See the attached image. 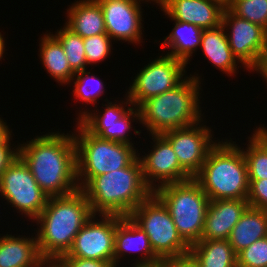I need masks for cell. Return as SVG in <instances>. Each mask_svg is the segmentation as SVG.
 I'll list each match as a JSON object with an SVG mask.
<instances>
[{
  "mask_svg": "<svg viewBox=\"0 0 267 267\" xmlns=\"http://www.w3.org/2000/svg\"><path fill=\"white\" fill-rule=\"evenodd\" d=\"M58 132L18 145V156L48 197L68 195L79 189L74 135Z\"/></svg>",
  "mask_w": 267,
  "mask_h": 267,
  "instance_id": "obj_1",
  "label": "cell"
},
{
  "mask_svg": "<svg viewBox=\"0 0 267 267\" xmlns=\"http://www.w3.org/2000/svg\"><path fill=\"white\" fill-rule=\"evenodd\" d=\"M92 216L89 201L81 189L48 198L34 221L39 225L35 234L39 252L49 265L68 253L75 236Z\"/></svg>",
  "mask_w": 267,
  "mask_h": 267,
  "instance_id": "obj_2",
  "label": "cell"
},
{
  "mask_svg": "<svg viewBox=\"0 0 267 267\" xmlns=\"http://www.w3.org/2000/svg\"><path fill=\"white\" fill-rule=\"evenodd\" d=\"M81 190L97 217L130 216L153 193L144 181L139 156L127 167L92 177Z\"/></svg>",
  "mask_w": 267,
  "mask_h": 267,
  "instance_id": "obj_3",
  "label": "cell"
},
{
  "mask_svg": "<svg viewBox=\"0 0 267 267\" xmlns=\"http://www.w3.org/2000/svg\"><path fill=\"white\" fill-rule=\"evenodd\" d=\"M191 74L175 88L144 101L138 108L140 124L150 135L203 122L200 108V77ZM191 76V77H190Z\"/></svg>",
  "mask_w": 267,
  "mask_h": 267,
  "instance_id": "obj_4",
  "label": "cell"
},
{
  "mask_svg": "<svg viewBox=\"0 0 267 267\" xmlns=\"http://www.w3.org/2000/svg\"><path fill=\"white\" fill-rule=\"evenodd\" d=\"M230 141L231 138L224 142L218 139L194 177L210 201L247 200L249 180L246 160L238 144Z\"/></svg>",
  "mask_w": 267,
  "mask_h": 267,
  "instance_id": "obj_5",
  "label": "cell"
},
{
  "mask_svg": "<svg viewBox=\"0 0 267 267\" xmlns=\"http://www.w3.org/2000/svg\"><path fill=\"white\" fill-rule=\"evenodd\" d=\"M77 125L73 135L79 189L92 177L127 167L140 156L135 146L101 139L89 133L79 122Z\"/></svg>",
  "mask_w": 267,
  "mask_h": 267,
  "instance_id": "obj_6",
  "label": "cell"
},
{
  "mask_svg": "<svg viewBox=\"0 0 267 267\" xmlns=\"http://www.w3.org/2000/svg\"><path fill=\"white\" fill-rule=\"evenodd\" d=\"M167 207L182 239L189 245L201 240L210 199L191 178L163 185L153 192Z\"/></svg>",
  "mask_w": 267,
  "mask_h": 267,
  "instance_id": "obj_7",
  "label": "cell"
},
{
  "mask_svg": "<svg viewBox=\"0 0 267 267\" xmlns=\"http://www.w3.org/2000/svg\"><path fill=\"white\" fill-rule=\"evenodd\" d=\"M149 240L154 253L161 259L189 253L190 246L182 239L167 207L152 193L129 216Z\"/></svg>",
  "mask_w": 267,
  "mask_h": 267,
  "instance_id": "obj_8",
  "label": "cell"
},
{
  "mask_svg": "<svg viewBox=\"0 0 267 267\" xmlns=\"http://www.w3.org/2000/svg\"><path fill=\"white\" fill-rule=\"evenodd\" d=\"M0 193L11 207L33 219L32 222L41 214L49 198L19 156L2 172Z\"/></svg>",
  "mask_w": 267,
  "mask_h": 267,
  "instance_id": "obj_9",
  "label": "cell"
},
{
  "mask_svg": "<svg viewBox=\"0 0 267 267\" xmlns=\"http://www.w3.org/2000/svg\"><path fill=\"white\" fill-rule=\"evenodd\" d=\"M186 65L169 55L150 61L133 79L126 93L128 99L139 107L147 99L175 88L186 78Z\"/></svg>",
  "mask_w": 267,
  "mask_h": 267,
  "instance_id": "obj_10",
  "label": "cell"
},
{
  "mask_svg": "<svg viewBox=\"0 0 267 267\" xmlns=\"http://www.w3.org/2000/svg\"><path fill=\"white\" fill-rule=\"evenodd\" d=\"M125 97L126 99L120 103L117 102L118 104L112 103V101L106 102L107 105H103L105 106V110H102L103 114L98 113V109H96L97 112L95 110L88 112L89 109L87 111L83 109L84 112H79L76 122H79L89 133L101 139L134 146L129 132L133 127L132 122H140V111L138 107H133V103L127 95Z\"/></svg>",
  "mask_w": 267,
  "mask_h": 267,
  "instance_id": "obj_11",
  "label": "cell"
},
{
  "mask_svg": "<svg viewBox=\"0 0 267 267\" xmlns=\"http://www.w3.org/2000/svg\"><path fill=\"white\" fill-rule=\"evenodd\" d=\"M233 55L244 68L256 71L267 51V31L261 26L234 15L225 8L222 24ZM227 28V29H226Z\"/></svg>",
  "mask_w": 267,
  "mask_h": 267,
  "instance_id": "obj_12",
  "label": "cell"
},
{
  "mask_svg": "<svg viewBox=\"0 0 267 267\" xmlns=\"http://www.w3.org/2000/svg\"><path fill=\"white\" fill-rule=\"evenodd\" d=\"M95 218L93 214L75 236L71 249L62 256L114 263L115 232L121 216L100 214V219Z\"/></svg>",
  "mask_w": 267,
  "mask_h": 267,
  "instance_id": "obj_13",
  "label": "cell"
},
{
  "mask_svg": "<svg viewBox=\"0 0 267 267\" xmlns=\"http://www.w3.org/2000/svg\"><path fill=\"white\" fill-rule=\"evenodd\" d=\"M202 125L199 122L189 127L173 129L161 134L171 144L180 166L192 178L200 172L208 152L218 141L212 140L211 128Z\"/></svg>",
  "mask_w": 267,
  "mask_h": 267,
  "instance_id": "obj_14",
  "label": "cell"
},
{
  "mask_svg": "<svg viewBox=\"0 0 267 267\" xmlns=\"http://www.w3.org/2000/svg\"><path fill=\"white\" fill-rule=\"evenodd\" d=\"M151 136L154 142L151 152L139 157L146 185L154 192L163 185L191 179L180 166L171 144L161 134Z\"/></svg>",
  "mask_w": 267,
  "mask_h": 267,
  "instance_id": "obj_15",
  "label": "cell"
},
{
  "mask_svg": "<svg viewBox=\"0 0 267 267\" xmlns=\"http://www.w3.org/2000/svg\"><path fill=\"white\" fill-rule=\"evenodd\" d=\"M102 8L106 33L112 40L142 42V9L137 0H96ZM142 38V40H141Z\"/></svg>",
  "mask_w": 267,
  "mask_h": 267,
  "instance_id": "obj_16",
  "label": "cell"
},
{
  "mask_svg": "<svg viewBox=\"0 0 267 267\" xmlns=\"http://www.w3.org/2000/svg\"><path fill=\"white\" fill-rule=\"evenodd\" d=\"M131 251H138V253L140 252L143 256L139 255L137 257L138 259L134 258L135 261L131 266L149 265L162 261L154 253L146 232L129 216H121V220L117 223L115 232L114 266L119 267V259L127 256V252L130 253Z\"/></svg>",
  "mask_w": 267,
  "mask_h": 267,
  "instance_id": "obj_17",
  "label": "cell"
},
{
  "mask_svg": "<svg viewBox=\"0 0 267 267\" xmlns=\"http://www.w3.org/2000/svg\"><path fill=\"white\" fill-rule=\"evenodd\" d=\"M225 8L213 0H167L161 11L169 18L212 29L222 24Z\"/></svg>",
  "mask_w": 267,
  "mask_h": 267,
  "instance_id": "obj_18",
  "label": "cell"
},
{
  "mask_svg": "<svg viewBox=\"0 0 267 267\" xmlns=\"http://www.w3.org/2000/svg\"><path fill=\"white\" fill-rule=\"evenodd\" d=\"M248 207L249 203L245 199L210 201L201 240H228Z\"/></svg>",
  "mask_w": 267,
  "mask_h": 267,
  "instance_id": "obj_19",
  "label": "cell"
},
{
  "mask_svg": "<svg viewBox=\"0 0 267 267\" xmlns=\"http://www.w3.org/2000/svg\"><path fill=\"white\" fill-rule=\"evenodd\" d=\"M0 267H50L41 256L37 238L0 235Z\"/></svg>",
  "mask_w": 267,
  "mask_h": 267,
  "instance_id": "obj_20",
  "label": "cell"
},
{
  "mask_svg": "<svg viewBox=\"0 0 267 267\" xmlns=\"http://www.w3.org/2000/svg\"><path fill=\"white\" fill-rule=\"evenodd\" d=\"M66 10L68 20L64 24L75 34L82 38L107 34L103 11L96 0L76 1Z\"/></svg>",
  "mask_w": 267,
  "mask_h": 267,
  "instance_id": "obj_21",
  "label": "cell"
},
{
  "mask_svg": "<svg viewBox=\"0 0 267 267\" xmlns=\"http://www.w3.org/2000/svg\"><path fill=\"white\" fill-rule=\"evenodd\" d=\"M200 47L203 52L202 55H205L206 59L217 69L228 76L235 74L239 61L230 49L226 31L222 25L212 29H204Z\"/></svg>",
  "mask_w": 267,
  "mask_h": 267,
  "instance_id": "obj_22",
  "label": "cell"
},
{
  "mask_svg": "<svg viewBox=\"0 0 267 267\" xmlns=\"http://www.w3.org/2000/svg\"><path fill=\"white\" fill-rule=\"evenodd\" d=\"M267 236V210L248 207L234 226L228 241L236 254Z\"/></svg>",
  "mask_w": 267,
  "mask_h": 267,
  "instance_id": "obj_23",
  "label": "cell"
},
{
  "mask_svg": "<svg viewBox=\"0 0 267 267\" xmlns=\"http://www.w3.org/2000/svg\"><path fill=\"white\" fill-rule=\"evenodd\" d=\"M40 41V61L47 73L61 85H70L75 73L67 61V56L60 41L51 32L44 34Z\"/></svg>",
  "mask_w": 267,
  "mask_h": 267,
  "instance_id": "obj_24",
  "label": "cell"
},
{
  "mask_svg": "<svg viewBox=\"0 0 267 267\" xmlns=\"http://www.w3.org/2000/svg\"><path fill=\"white\" fill-rule=\"evenodd\" d=\"M171 20L175 22L174 27L161 46L171 48L166 55L189 64L190 57L200 47L203 29L194 24Z\"/></svg>",
  "mask_w": 267,
  "mask_h": 267,
  "instance_id": "obj_25",
  "label": "cell"
},
{
  "mask_svg": "<svg viewBox=\"0 0 267 267\" xmlns=\"http://www.w3.org/2000/svg\"><path fill=\"white\" fill-rule=\"evenodd\" d=\"M189 253L200 267H237V254L228 240H200Z\"/></svg>",
  "mask_w": 267,
  "mask_h": 267,
  "instance_id": "obj_26",
  "label": "cell"
},
{
  "mask_svg": "<svg viewBox=\"0 0 267 267\" xmlns=\"http://www.w3.org/2000/svg\"><path fill=\"white\" fill-rule=\"evenodd\" d=\"M252 134L246 151L242 149L248 179H267V129L259 125Z\"/></svg>",
  "mask_w": 267,
  "mask_h": 267,
  "instance_id": "obj_27",
  "label": "cell"
},
{
  "mask_svg": "<svg viewBox=\"0 0 267 267\" xmlns=\"http://www.w3.org/2000/svg\"><path fill=\"white\" fill-rule=\"evenodd\" d=\"M62 44L67 61L74 73L87 70V61L84 51V38L75 34L68 27L60 28L54 35Z\"/></svg>",
  "mask_w": 267,
  "mask_h": 267,
  "instance_id": "obj_28",
  "label": "cell"
},
{
  "mask_svg": "<svg viewBox=\"0 0 267 267\" xmlns=\"http://www.w3.org/2000/svg\"><path fill=\"white\" fill-rule=\"evenodd\" d=\"M91 72L83 70L81 72L75 73L74 77L71 79L74 82L73 95L76 99L83 101L88 104H95L99 101L97 98H100L105 92V85L95 74L89 75ZM104 91V92H103Z\"/></svg>",
  "mask_w": 267,
  "mask_h": 267,
  "instance_id": "obj_29",
  "label": "cell"
},
{
  "mask_svg": "<svg viewBox=\"0 0 267 267\" xmlns=\"http://www.w3.org/2000/svg\"><path fill=\"white\" fill-rule=\"evenodd\" d=\"M228 9L267 31V0H233Z\"/></svg>",
  "mask_w": 267,
  "mask_h": 267,
  "instance_id": "obj_30",
  "label": "cell"
},
{
  "mask_svg": "<svg viewBox=\"0 0 267 267\" xmlns=\"http://www.w3.org/2000/svg\"><path fill=\"white\" fill-rule=\"evenodd\" d=\"M112 39L107 34H98L84 38V51L88 65L96 64L108 58L111 53Z\"/></svg>",
  "mask_w": 267,
  "mask_h": 267,
  "instance_id": "obj_31",
  "label": "cell"
},
{
  "mask_svg": "<svg viewBox=\"0 0 267 267\" xmlns=\"http://www.w3.org/2000/svg\"><path fill=\"white\" fill-rule=\"evenodd\" d=\"M237 267H267V236L237 254Z\"/></svg>",
  "mask_w": 267,
  "mask_h": 267,
  "instance_id": "obj_32",
  "label": "cell"
},
{
  "mask_svg": "<svg viewBox=\"0 0 267 267\" xmlns=\"http://www.w3.org/2000/svg\"><path fill=\"white\" fill-rule=\"evenodd\" d=\"M249 192L247 201L249 206L267 210V179H248Z\"/></svg>",
  "mask_w": 267,
  "mask_h": 267,
  "instance_id": "obj_33",
  "label": "cell"
},
{
  "mask_svg": "<svg viewBox=\"0 0 267 267\" xmlns=\"http://www.w3.org/2000/svg\"><path fill=\"white\" fill-rule=\"evenodd\" d=\"M50 267H115L113 262L84 259L80 257L61 256L55 263L50 264Z\"/></svg>",
  "mask_w": 267,
  "mask_h": 267,
  "instance_id": "obj_34",
  "label": "cell"
},
{
  "mask_svg": "<svg viewBox=\"0 0 267 267\" xmlns=\"http://www.w3.org/2000/svg\"><path fill=\"white\" fill-rule=\"evenodd\" d=\"M12 134H10L3 142H0V176L2 172L14 161L18 156V147L11 148ZM10 142V143H9Z\"/></svg>",
  "mask_w": 267,
  "mask_h": 267,
  "instance_id": "obj_35",
  "label": "cell"
},
{
  "mask_svg": "<svg viewBox=\"0 0 267 267\" xmlns=\"http://www.w3.org/2000/svg\"><path fill=\"white\" fill-rule=\"evenodd\" d=\"M167 267H200L193 256L188 253L182 256L162 260Z\"/></svg>",
  "mask_w": 267,
  "mask_h": 267,
  "instance_id": "obj_36",
  "label": "cell"
},
{
  "mask_svg": "<svg viewBox=\"0 0 267 267\" xmlns=\"http://www.w3.org/2000/svg\"><path fill=\"white\" fill-rule=\"evenodd\" d=\"M8 125L0 118V142H3L11 133Z\"/></svg>",
  "mask_w": 267,
  "mask_h": 267,
  "instance_id": "obj_37",
  "label": "cell"
},
{
  "mask_svg": "<svg viewBox=\"0 0 267 267\" xmlns=\"http://www.w3.org/2000/svg\"><path fill=\"white\" fill-rule=\"evenodd\" d=\"M256 72L260 73V76H262L267 83V51L265 52L260 67L256 70Z\"/></svg>",
  "mask_w": 267,
  "mask_h": 267,
  "instance_id": "obj_38",
  "label": "cell"
},
{
  "mask_svg": "<svg viewBox=\"0 0 267 267\" xmlns=\"http://www.w3.org/2000/svg\"><path fill=\"white\" fill-rule=\"evenodd\" d=\"M5 45H6L5 40L0 32V59H3L4 56L3 54L5 53L4 51L6 47Z\"/></svg>",
  "mask_w": 267,
  "mask_h": 267,
  "instance_id": "obj_39",
  "label": "cell"
},
{
  "mask_svg": "<svg viewBox=\"0 0 267 267\" xmlns=\"http://www.w3.org/2000/svg\"><path fill=\"white\" fill-rule=\"evenodd\" d=\"M131 267H167V265L163 261H160V262L155 263V264L137 265V266H131Z\"/></svg>",
  "mask_w": 267,
  "mask_h": 267,
  "instance_id": "obj_40",
  "label": "cell"
},
{
  "mask_svg": "<svg viewBox=\"0 0 267 267\" xmlns=\"http://www.w3.org/2000/svg\"><path fill=\"white\" fill-rule=\"evenodd\" d=\"M137 1L142 2V1H144V0H137ZM149 1H150V2L152 1V2H154L155 4L158 3V6L162 8V7L166 4V1H167V0H145V3H146V2H149Z\"/></svg>",
  "mask_w": 267,
  "mask_h": 267,
  "instance_id": "obj_41",
  "label": "cell"
},
{
  "mask_svg": "<svg viewBox=\"0 0 267 267\" xmlns=\"http://www.w3.org/2000/svg\"><path fill=\"white\" fill-rule=\"evenodd\" d=\"M220 3L224 8H228L233 0H213Z\"/></svg>",
  "mask_w": 267,
  "mask_h": 267,
  "instance_id": "obj_42",
  "label": "cell"
}]
</instances>
